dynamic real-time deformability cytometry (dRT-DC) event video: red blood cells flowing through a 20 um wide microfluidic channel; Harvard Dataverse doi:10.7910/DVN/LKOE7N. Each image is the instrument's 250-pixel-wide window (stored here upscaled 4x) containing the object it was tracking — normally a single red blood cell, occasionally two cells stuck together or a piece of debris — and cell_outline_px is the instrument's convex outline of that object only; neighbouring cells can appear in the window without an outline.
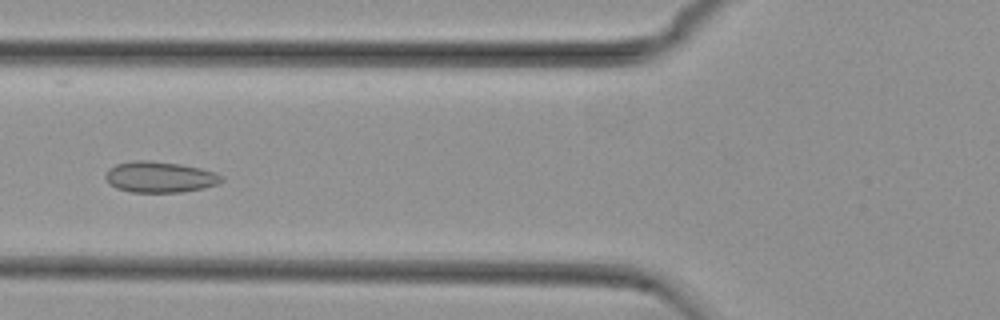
{"species": "common noctule bat (a hibernating species)", "species_latin": "Nyctalus noctula", "temperature_condition": "cold", "stored_images_in_passage": 54, "camera_frame_rate_fps": 3000, "um_per_image_px": 0.085, "animal": {"sex": "female", "body_mass_g": 29.2, "forearm_length_mm": 56.3}, "frame": {"image": 1, "passage_image": 20, "time_ms": 6.333, "image_size_px": [1000, 320], "cell_outline_px": [[224, 180], [220, 184], [204, 188], [184, 192], [132, 192], [116, 188], [108, 184], [104, 176], [108, 168], [116, 164], [132, 160], [148, 160], [180, 164], [200, 168], [224, 176]], "centroid_in_image_um": [13.57, 15.05], "position_along_channel_um": 112.2, "area_um2": 21.21}}
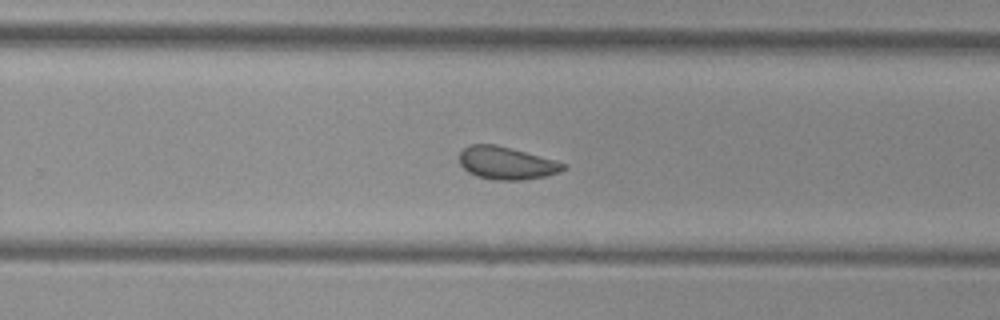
{"frame": {"image": 2, "passage_image": 34, "time_ms": 11.0, "image_size_px": [1000, 320], "cell_outline_px": [[568, 168], [560, 172], [544, 176], [520, 180], [496, 180], [476, 176], [468, 172], [460, 164], [460, 152], [468, 144], [496, 144], [568, 164]], "centroid_in_image_um": [43.05, 13.86], "position_along_channel_um": 286.8, "area_um2": 19.71}}
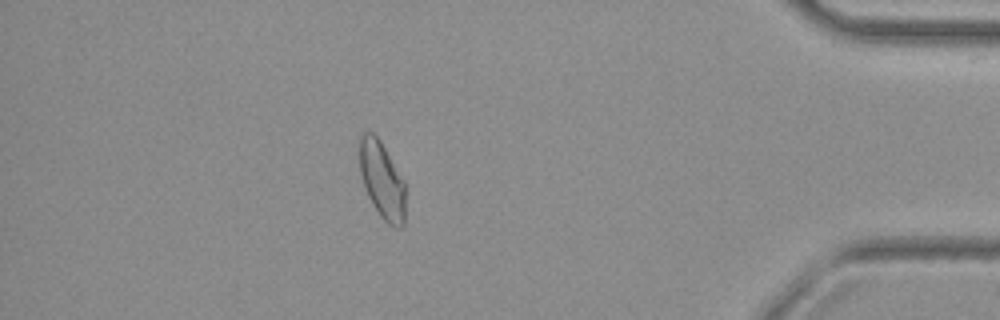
{"frame": {"image": 3, "passage_image": 47, "time_ms": 15.333, "image_size_px": [1000, 320], "cell_outline_px": [[404, 224], [400, 228], [392, 228], [380, 216], [372, 204], [364, 188], [360, 176], [360, 136], [364, 132], [372, 132], [380, 140], [404, 180]], "centroid_in_image_um": [32.46, 15.34], "position_along_channel_um": 402.7, "area_um2": 20.58}, "authors_computed_cell_mechanics": {"area_um2": 20.7791, "velocity_mm_per_s": 3.7461, "shape_relaxation_time_tau1_ms": null, "shape_relaxation_time_tau2_ms": 2.7463, "deformation_change_tau1": null, "deformation_change_tau2": 0.07}}